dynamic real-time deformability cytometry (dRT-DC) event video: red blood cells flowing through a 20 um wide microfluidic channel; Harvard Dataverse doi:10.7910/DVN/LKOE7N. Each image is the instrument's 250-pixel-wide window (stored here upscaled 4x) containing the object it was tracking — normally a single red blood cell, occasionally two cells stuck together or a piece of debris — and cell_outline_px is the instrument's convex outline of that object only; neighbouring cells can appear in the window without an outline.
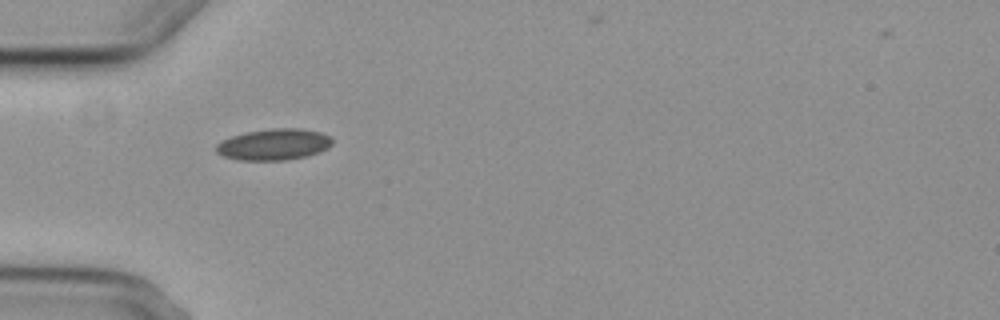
{"species": "common noctule bat (a hibernating species)", "species_latin": "Nyctalus noctula", "temperature_condition": "cold", "stored_images_in_passage": 2, "camera_frame_rate_fps": 3000, "um_per_image_px": 0.085, "animal": {"sex": "female", "body_mass_g": 29.2, "forearm_length_mm": 56.3}, "frame": {"image": 1, "passage_image": 1, "time_ms": 0.0, "image_size_px": [1000, 320], "cell_outline_px": [[332, 144], [328, 148], [304, 156], [284, 160], [240, 160], [224, 156], [216, 152], [216, 144], [220, 140], [244, 132], [272, 128], [300, 128], [320, 132], [332, 136]], "centroid_in_image_um": [23.26, 12.26], "position_along_channel_um": 61.7, "area_um2": 21.15}}
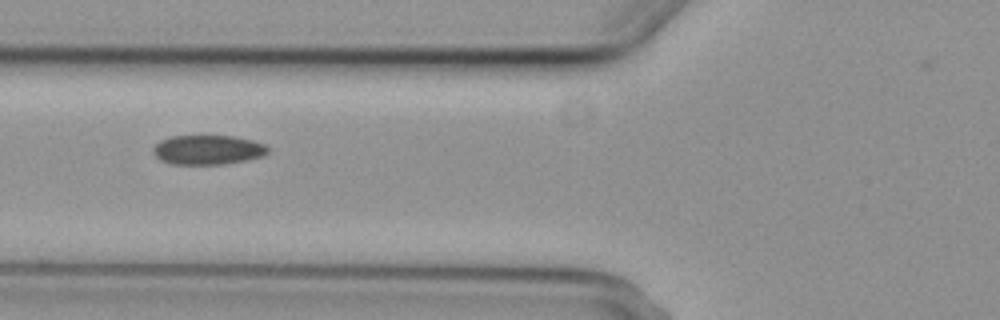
{"frame": {"image": 2, "passage_image": 2, "time_ms": 1.333, "image_size_px": [1000, 320], "cell_outline_px": [[268, 152], [260, 156], [248, 160], [224, 164], [172, 164], [160, 160], [156, 156], [152, 148], [160, 140], [172, 136], [232, 136], [252, 140], [264, 144], [268, 148]], "centroid_in_image_um": [17.65, 12.74], "position_along_channel_um": 108.2, "area_um2": 19.59}}